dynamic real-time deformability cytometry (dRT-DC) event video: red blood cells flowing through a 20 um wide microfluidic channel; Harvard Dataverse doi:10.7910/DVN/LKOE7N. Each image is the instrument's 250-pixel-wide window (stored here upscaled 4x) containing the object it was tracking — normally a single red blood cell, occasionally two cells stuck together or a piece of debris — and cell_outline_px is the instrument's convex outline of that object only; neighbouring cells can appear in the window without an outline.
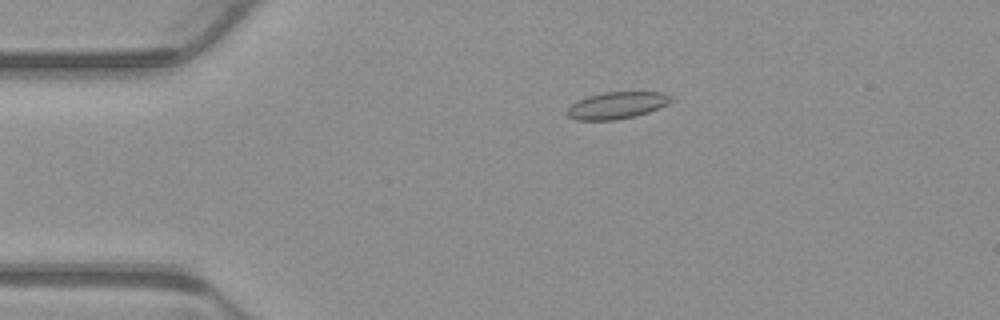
{"species": "common noctule bat (a hibernating species)", "species_latin": "Nyctalus noctula", "temperature_condition": "warm", "stored_images_in_passage": 3, "camera_frame_rate_fps": 3000, "um_per_image_px": 0.085, "animal": {"sex": "male", "body_mass_g": 23.1, "forearm_length_mm": 52.7}, "frame": {"image": 1, "passage_image": 1, "time_ms": 0.0, "image_size_px": [1000, 320], "cell_outline_px": [[672, 100], [668, 104], [648, 112], [616, 120], [576, 120], [568, 116], [564, 112], [576, 100], [588, 96], [604, 92], [664, 92], [672, 96]], "centroid_in_image_um": [52.41, 8.95], "position_along_channel_um": 32.6, "area_um2": 16.3}}